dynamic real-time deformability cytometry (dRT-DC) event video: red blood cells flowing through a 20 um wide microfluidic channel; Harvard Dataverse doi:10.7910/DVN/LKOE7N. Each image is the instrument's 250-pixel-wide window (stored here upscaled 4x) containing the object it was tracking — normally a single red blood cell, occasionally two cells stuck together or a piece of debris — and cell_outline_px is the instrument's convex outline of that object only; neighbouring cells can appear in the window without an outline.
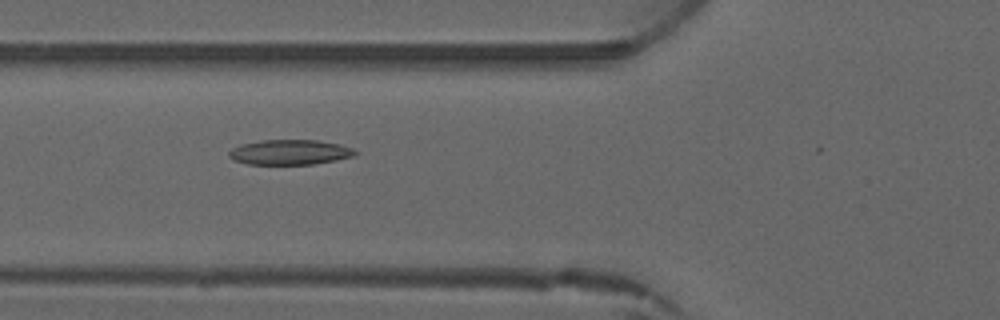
{"species": "common noctule bat (a hibernating species)", "species_latin": "Nyctalus noctula", "temperature_condition": "warm", "stored_images_in_passage": 5, "camera_frame_rate_fps": 3000, "um_per_image_px": 0.085, "animal": {"sex": "male", "forearm_length_mm": 52.5}, "frame": {"image": 1, "passage_image": 5, "time_ms": 4.667, "image_size_px": [1000, 320], "cell_outline_px": [[360, 152], [352, 156], [336, 160], [312, 164], [248, 164], [236, 160], [228, 156], [228, 152], [232, 148], [240, 144], [264, 140], [316, 140], [340, 144], [352, 148]], "centroid_in_image_um": [24.65, 12.93], "position_along_channel_um": 101.2, "area_um2": 18.32}}